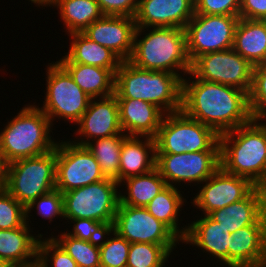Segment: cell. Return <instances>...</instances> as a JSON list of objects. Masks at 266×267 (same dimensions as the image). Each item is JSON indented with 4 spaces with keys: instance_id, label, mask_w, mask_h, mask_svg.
<instances>
[{
    "instance_id": "cell-1",
    "label": "cell",
    "mask_w": 266,
    "mask_h": 267,
    "mask_svg": "<svg viewBox=\"0 0 266 267\" xmlns=\"http://www.w3.org/2000/svg\"><path fill=\"white\" fill-rule=\"evenodd\" d=\"M189 75L191 78L182 79V111L188 117L210 127L219 136L253 119L247 92L197 79L191 72Z\"/></svg>"
},
{
    "instance_id": "cell-2",
    "label": "cell",
    "mask_w": 266,
    "mask_h": 267,
    "mask_svg": "<svg viewBox=\"0 0 266 267\" xmlns=\"http://www.w3.org/2000/svg\"><path fill=\"white\" fill-rule=\"evenodd\" d=\"M139 36L142 37L139 38ZM128 61L137 68L150 71H167L177 74L183 79L184 75L187 76L191 70V61L187 54L185 29L176 27H152V29L151 27L150 29L136 27L133 52Z\"/></svg>"
},
{
    "instance_id": "cell-3",
    "label": "cell",
    "mask_w": 266,
    "mask_h": 267,
    "mask_svg": "<svg viewBox=\"0 0 266 267\" xmlns=\"http://www.w3.org/2000/svg\"><path fill=\"white\" fill-rule=\"evenodd\" d=\"M52 126L39 104H25L0 131V155L4 165L55 149L58 141L50 133L54 130Z\"/></svg>"
},
{
    "instance_id": "cell-4",
    "label": "cell",
    "mask_w": 266,
    "mask_h": 267,
    "mask_svg": "<svg viewBox=\"0 0 266 267\" xmlns=\"http://www.w3.org/2000/svg\"><path fill=\"white\" fill-rule=\"evenodd\" d=\"M116 98L140 99L165 114L182 110V79L167 71H150L122 61L115 73Z\"/></svg>"
},
{
    "instance_id": "cell-5",
    "label": "cell",
    "mask_w": 266,
    "mask_h": 267,
    "mask_svg": "<svg viewBox=\"0 0 266 267\" xmlns=\"http://www.w3.org/2000/svg\"><path fill=\"white\" fill-rule=\"evenodd\" d=\"M220 167L227 173L249 179L253 184L266 173V124L249 123L219 136Z\"/></svg>"
},
{
    "instance_id": "cell-6",
    "label": "cell",
    "mask_w": 266,
    "mask_h": 267,
    "mask_svg": "<svg viewBox=\"0 0 266 267\" xmlns=\"http://www.w3.org/2000/svg\"><path fill=\"white\" fill-rule=\"evenodd\" d=\"M3 187L24 207L56 188V147L5 165Z\"/></svg>"
},
{
    "instance_id": "cell-7",
    "label": "cell",
    "mask_w": 266,
    "mask_h": 267,
    "mask_svg": "<svg viewBox=\"0 0 266 267\" xmlns=\"http://www.w3.org/2000/svg\"><path fill=\"white\" fill-rule=\"evenodd\" d=\"M154 139L156 154L220 151L219 135L182 110L164 115Z\"/></svg>"
},
{
    "instance_id": "cell-8",
    "label": "cell",
    "mask_w": 266,
    "mask_h": 267,
    "mask_svg": "<svg viewBox=\"0 0 266 267\" xmlns=\"http://www.w3.org/2000/svg\"><path fill=\"white\" fill-rule=\"evenodd\" d=\"M120 186L116 180L101 181L62 193L65 219L87 218L112 228L117 212Z\"/></svg>"
},
{
    "instance_id": "cell-9",
    "label": "cell",
    "mask_w": 266,
    "mask_h": 267,
    "mask_svg": "<svg viewBox=\"0 0 266 267\" xmlns=\"http://www.w3.org/2000/svg\"><path fill=\"white\" fill-rule=\"evenodd\" d=\"M46 67L45 101L40 109L52 125L57 118L76 124L87 110L91 97L74 82L57 60Z\"/></svg>"
},
{
    "instance_id": "cell-10",
    "label": "cell",
    "mask_w": 266,
    "mask_h": 267,
    "mask_svg": "<svg viewBox=\"0 0 266 267\" xmlns=\"http://www.w3.org/2000/svg\"><path fill=\"white\" fill-rule=\"evenodd\" d=\"M239 16L194 14L185 27L191 63L199 56L233 47Z\"/></svg>"
},
{
    "instance_id": "cell-11",
    "label": "cell",
    "mask_w": 266,
    "mask_h": 267,
    "mask_svg": "<svg viewBox=\"0 0 266 267\" xmlns=\"http://www.w3.org/2000/svg\"><path fill=\"white\" fill-rule=\"evenodd\" d=\"M105 179L100 166L86 146L70 139L56 144V189L61 193Z\"/></svg>"
},
{
    "instance_id": "cell-12",
    "label": "cell",
    "mask_w": 266,
    "mask_h": 267,
    "mask_svg": "<svg viewBox=\"0 0 266 267\" xmlns=\"http://www.w3.org/2000/svg\"><path fill=\"white\" fill-rule=\"evenodd\" d=\"M253 67L248 60L231 48L197 57L191 63L190 72L197 79L233 86L249 94Z\"/></svg>"
},
{
    "instance_id": "cell-13",
    "label": "cell",
    "mask_w": 266,
    "mask_h": 267,
    "mask_svg": "<svg viewBox=\"0 0 266 267\" xmlns=\"http://www.w3.org/2000/svg\"><path fill=\"white\" fill-rule=\"evenodd\" d=\"M155 168L167 185H201L220 168V151L156 154Z\"/></svg>"
},
{
    "instance_id": "cell-14",
    "label": "cell",
    "mask_w": 266,
    "mask_h": 267,
    "mask_svg": "<svg viewBox=\"0 0 266 267\" xmlns=\"http://www.w3.org/2000/svg\"><path fill=\"white\" fill-rule=\"evenodd\" d=\"M112 229L130 243L177 246L182 240L145 207L119 204Z\"/></svg>"
},
{
    "instance_id": "cell-15",
    "label": "cell",
    "mask_w": 266,
    "mask_h": 267,
    "mask_svg": "<svg viewBox=\"0 0 266 267\" xmlns=\"http://www.w3.org/2000/svg\"><path fill=\"white\" fill-rule=\"evenodd\" d=\"M201 184L191 203L204 215L245 198L253 190L249 179L227 173L221 167Z\"/></svg>"
},
{
    "instance_id": "cell-16",
    "label": "cell",
    "mask_w": 266,
    "mask_h": 267,
    "mask_svg": "<svg viewBox=\"0 0 266 267\" xmlns=\"http://www.w3.org/2000/svg\"><path fill=\"white\" fill-rule=\"evenodd\" d=\"M72 142L85 146L88 142L114 135H126L119 122V106L116 95L104 98H91L87 110L76 123ZM79 137V138H78Z\"/></svg>"
},
{
    "instance_id": "cell-17",
    "label": "cell",
    "mask_w": 266,
    "mask_h": 267,
    "mask_svg": "<svg viewBox=\"0 0 266 267\" xmlns=\"http://www.w3.org/2000/svg\"><path fill=\"white\" fill-rule=\"evenodd\" d=\"M136 24L134 17L103 15L82 33L114 52L122 61H128L133 52Z\"/></svg>"
},
{
    "instance_id": "cell-18",
    "label": "cell",
    "mask_w": 266,
    "mask_h": 267,
    "mask_svg": "<svg viewBox=\"0 0 266 267\" xmlns=\"http://www.w3.org/2000/svg\"><path fill=\"white\" fill-rule=\"evenodd\" d=\"M194 14V0H139L134 19L136 27L185 29Z\"/></svg>"
},
{
    "instance_id": "cell-19",
    "label": "cell",
    "mask_w": 266,
    "mask_h": 267,
    "mask_svg": "<svg viewBox=\"0 0 266 267\" xmlns=\"http://www.w3.org/2000/svg\"><path fill=\"white\" fill-rule=\"evenodd\" d=\"M228 267H266V223H254L230 235Z\"/></svg>"
},
{
    "instance_id": "cell-20",
    "label": "cell",
    "mask_w": 266,
    "mask_h": 267,
    "mask_svg": "<svg viewBox=\"0 0 266 267\" xmlns=\"http://www.w3.org/2000/svg\"><path fill=\"white\" fill-rule=\"evenodd\" d=\"M119 106V122L127 136L155 137L165 113L156 105L131 98H116Z\"/></svg>"
},
{
    "instance_id": "cell-21",
    "label": "cell",
    "mask_w": 266,
    "mask_h": 267,
    "mask_svg": "<svg viewBox=\"0 0 266 267\" xmlns=\"http://www.w3.org/2000/svg\"><path fill=\"white\" fill-rule=\"evenodd\" d=\"M198 218L200 219L190 221L186 236L181 243L197 246L203 253H207L221 264L228 266V246H230L231 233L225 231L208 215Z\"/></svg>"
},
{
    "instance_id": "cell-22",
    "label": "cell",
    "mask_w": 266,
    "mask_h": 267,
    "mask_svg": "<svg viewBox=\"0 0 266 267\" xmlns=\"http://www.w3.org/2000/svg\"><path fill=\"white\" fill-rule=\"evenodd\" d=\"M155 139L148 136H127L121 147L120 183L130 177L144 175L155 168Z\"/></svg>"
},
{
    "instance_id": "cell-23",
    "label": "cell",
    "mask_w": 266,
    "mask_h": 267,
    "mask_svg": "<svg viewBox=\"0 0 266 267\" xmlns=\"http://www.w3.org/2000/svg\"><path fill=\"white\" fill-rule=\"evenodd\" d=\"M72 40L65 56L58 59L59 63H79L110 69L114 74L122 60L110 49L91 41L82 32L68 34Z\"/></svg>"
},
{
    "instance_id": "cell-24",
    "label": "cell",
    "mask_w": 266,
    "mask_h": 267,
    "mask_svg": "<svg viewBox=\"0 0 266 267\" xmlns=\"http://www.w3.org/2000/svg\"><path fill=\"white\" fill-rule=\"evenodd\" d=\"M30 227L25 223L19 228L0 230V259L4 263H38V243L43 234H32Z\"/></svg>"
},
{
    "instance_id": "cell-25",
    "label": "cell",
    "mask_w": 266,
    "mask_h": 267,
    "mask_svg": "<svg viewBox=\"0 0 266 267\" xmlns=\"http://www.w3.org/2000/svg\"><path fill=\"white\" fill-rule=\"evenodd\" d=\"M253 66L266 60V20L240 18L232 47Z\"/></svg>"
},
{
    "instance_id": "cell-26",
    "label": "cell",
    "mask_w": 266,
    "mask_h": 267,
    "mask_svg": "<svg viewBox=\"0 0 266 267\" xmlns=\"http://www.w3.org/2000/svg\"><path fill=\"white\" fill-rule=\"evenodd\" d=\"M60 64L91 98H104L115 93V74L110 69L79 63Z\"/></svg>"
},
{
    "instance_id": "cell-27",
    "label": "cell",
    "mask_w": 266,
    "mask_h": 267,
    "mask_svg": "<svg viewBox=\"0 0 266 267\" xmlns=\"http://www.w3.org/2000/svg\"><path fill=\"white\" fill-rule=\"evenodd\" d=\"M208 216L231 234L254 223H265L260 218L258 198L254 189L245 198L212 211Z\"/></svg>"
},
{
    "instance_id": "cell-28",
    "label": "cell",
    "mask_w": 266,
    "mask_h": 267,
    "mask_svg": "<svg viewBox=\"0 0 266 267\" xmlns=\"http://www.w3.org/2000/svg\"><path fill=\"white\" fill-rule=\"evenodd\" d=\"M167 185L163 190L156 195L149 204L145 207L150 214L156 219L167 225L181 240L186 236L188 226H181L179 221L180 211L182 212L183 205L186 206V199H184L183 191ZM185 203V204H184Z\"/></svg>"
},
{
    "instance_id": "cell-29",
    "label": "cell",
    "mask_w": 266,
    "mask_h": 267,
    "mask_svg": "<svg viewBox=\"0 0 266 267\" xmlns=\"http://www.w3.org/2000/svg\"><path fill=\"white\" fill-rule=\"evenodd\" d=\"M55 7L65 25V34L83 32L103 16L96 0H52L47 7Z\"/></svg>"
},
{
    "instance_id": "cell-30",
    "label": "cell",
    "mask_w": 266,
    "mask_h": 267,
    "mask_svg": "<svg viewBox=\"0 0 266 267\" xmlns=\"http://www.w3.org/2000/svg\"><path fill=\"white\" fill-rule=\"evenodd\" d=\"M125 192L119 191L120 203L128 206L146 207L167 184L159 171L154 168L147 174L130 177L119 184Z\"/></svg>"
},
{
    "instance_id": "cell-31",
    "label": "cell",
    "mask_w": 266,
    "mask_h": 267,
    "mask_svg": "<svg viewBox=\"0 0 266 267\" xmlns=\"http://www.w3.org/2000/svg\"><path fill=\"white\" fill-rule=\"evenodd\" d=\"M127 135H114L98 138L85 146L96 158L105 178L113 179L120 184L121 147Z\"/></svg>"
},
{
    "instance_id": "cell-32",
    "label": "cell",
    "mask_w": 266,
    "mask_h": 267,
    "mask_svg": "<svg viewBox=\"0 0 266 267\" xmlns=\"http://www.w3.org/2000/svg\"><path fill=\"white\" fill-rule=\"evenodd\" d=\"M176 248L152 243H131L126 267H166Z\"/></svg>"
},
{
    "instance_id": "cell-33",
    "label": "cell",
    "mask_w": 266,
    "mask_h": 267,
    "mask_svg": "<svg viewBox=\"0 0 266 267\" xmlns=\"http://www.w3.org/2000/svg\"><path fill=\"white\" fill-rule=\"evenodd\" d=\"M51 237L73 258L78 267H101L99 242L79 240L67 235L65 231Z\"/></svg>"
},
{
    "instance_id": "cell-34",
    "label": "cell",
    "mask_w": 266,
    "mask_h": 267,
    "mask_svg": "<svg viewBox=\"0 0 266 267\" xmlns=\"http://www.w3.org/2000/svg\"><path fill=\"white\" fill-rule=\"evenodd\" d=\"M130 246V242L110 228L99 241L101 267H126Z\"/></svg>"
},
{
    "instance_id": "cell-35",
    "label": "cell",
    "mask_w": 266,
    "mask_h": 267,
    "mask_svg": "<svg viewBox=\"0 0 266 267\" xmlns=\"http://www.w3.org/2000/svg\"><path fill=\"white\" fill-rule=\"evenodd\" d=\"M248 96L252 118L264 119L266 117V60L254 65L252 86Z\"/></svg>"
},
{
    "instance_id": "cell-36",
    "label": "cell",
    "mask_w": 266,
    "mask_h": 267,
    "mask_svg": "<svg viewBox=\"0 0 266 267\" xmlns=\"http://www.w3.org/2000/svg\"><path fill=\"white\" fill-rule=\"evenodd\" d=\"M26 209V223L30 226L29 221L32 216L31 210L36 209L37 215H40L45 220L49 219L48 222H53L56 218H64V207H63V195L58 189H54L44 195H41L37 199L33 200Z\"/></svg>"
},
{
    "instance_id": "cell-37",
    "label": "cell",
    "mask_w": 266,
    "mask_h": 267,
    "mask_svg": "<svg viewBox=\"0 0 266 267\" xmlns=\"http://www.w3.org/2000/svg\"><path fill=\"white\" fill-rule=\"evenodd\" d=\"M26 209L3 186L0 187V230L22 227Z\"/></svg>"
},
{
    "instance_id": "cell-38",
    "label": "cell",
    "mask_w": 266,
    "mask_h": 267,
    "mask_svg": "<svg viewBox=\"0 0 266 267\" xmlns=\"http://www.w3.org/2000/svg\"><path fill=\"white\" fill-rule=\"evenodd\" d=\"M38 263L42 267H78L73 258L50 236L39 239Z\"/></svg>"
},
{
    "instance_id": "cell-39",
    "label": "cell",
    "mask_w": 266,
    "mask_h": 267,
    "mask_svg": "<svg viewBox=\"0 0 266 267\" xmlns=\"http://www.w3.org/2000/svg\"><path fill=\"white\" fill-rule=\"evenodd\" d=\"M73 223L72 231L66 229V234L79 240L99 242L110 229L104 222L87 218L65 219ZM69 220V221H68Z\"/></svg>"
},
{
    "instance_id": "cell-40",
    "label": "cell",
    "mask_w": 266,
    "mask_h": 267,
    "mask_svg": "<svg viewBox=\"0 0 266 267\" xmlns=\"http://www.w3.org/2000/svg\"><path fill=\"white\" fill-rule=\"evenodd\" d=\"M195 14L239 16L241 0H194Z\"/></svg>"
},
{
    "instance_id": "cell-41",
    "label": "cell",
    "mask_w": 266,
    "mask_h": 267,
    "mask_svg": "<svg viewBox=\"0 0 266 267\" xmlns=\"http://www.w3.org/2000/svg\"><path fill=\"white\" fill-rule=\"evenodd\" d=\"M103 15L135 17L139 0H96Z\"/></svg>"
},
{
    "instance_id": "cell-42",
    "label": "cell",
    "mask_w": 266,
    "mask_h": 267,
    "mask_svg": "<svg viewBox=\"0 0 266 267\" xmlns=\"http://www.w3.org/2000/svg\"><path fill=\"white\" fill-rule=\"evenodd\" d=\"M239 17L266 20V0H241Z\"/></svg>"
},
{
    "instance_id": "cell-43",
    "label": "cell",
    "mask_w": 266,
    "mask_h": 267,
    "mask_svg": "<svg viewBox=\"0 0 266 267\" xmlns=\"http://www.w3.org/2000/svg\"><path fill=\"white\" fill-rule=\"evenodd\" d=\"M253 189L258 198L260 218L266 223V173L253 184Z\"/></svg>"
},
{
    "instance_id": "cell-44",
    "label": "cell",
    "mask_w": 266,
    "mask_h": 267,
    "mask_svg": "<svg viewBox=\"0 0 266 267\" xmlns=\"http://www.w3.org/2000/svg\"><path fill=\"white\" fill-rule=\"evenodd\" d=\"M36 263H4L2 267H32Z\"/></svg>"
},
{
    "instance_id": "cell-45",
    "label": "cell",
    "mask_w": 266,
    "mask_h": 267,
    "mask_svg": "<svg viewBox=\"0 0 266 267\" xmlns=\"http://www.w3.org/2000/svg\"><path fill=\"white\" fill-rule=\"evenodd\" d=\"M4 174H5V165L0 155V187H2L4 184Z\"/></svg>"
},
{
    "instance_id": "cell-46",
    "label": "cell",
    "mask_w": 266,
    "mask_h": 267,
    "mask_svg": "<svg viewBox=\"0 0 266 267\" xmlns=\"http://www.w3.org/2000/svg\"><path fill=\"white\" fill-rule=\"evenodd\" d=\"M28 1L29 2L31 1L30 3H33L34 5L36 4L35 7L36 6L38 7L41 6L42 8L44 7V0H28Z\"/></svg>"
},
{
    "instance_id": "cell-47",
    "label": "cell",
    "mask_w": 266,
    "mask_h": 267,
    "mask_svg": "<svg viewBox=\"0 0 266 267\" xmlns=\"http://www.w3.org/2000/svg\"><path fill=\"white\" fill-rule=\"evenodd\" d=\"M52 0H44V7L46 6L47 7V5L51 2Z\"/></svg>"
},
{
    "instance_id": "cell-48",
    "label": "cell",
    "mask_w": 266,
    "mask_h": 267,
    "mask_svg": "<svg viewBox=\"0 0 266 267\" xmlns=\"http://www.w3.org/2000/svg\"><path fill=\"white\" fill-rule=\"evenodd\" d=\"M32 267H42V266L39 263H36Z\"/></svg>"
},
{
    "instance_id": "cell-49",
    "label": "cell",
    "mask_w": 266,
    "mask_h": 267,
    "mask_svg": "<svg viewBox=\"0 0 266 267\" xmlns=\"http://www.w3.org/2000/svg\"><path fill=\"white\" fill-rule=\"evenodd\" d=\"M4 265V262L0 259V267Z\"/></svg>"
}]
</instances>
